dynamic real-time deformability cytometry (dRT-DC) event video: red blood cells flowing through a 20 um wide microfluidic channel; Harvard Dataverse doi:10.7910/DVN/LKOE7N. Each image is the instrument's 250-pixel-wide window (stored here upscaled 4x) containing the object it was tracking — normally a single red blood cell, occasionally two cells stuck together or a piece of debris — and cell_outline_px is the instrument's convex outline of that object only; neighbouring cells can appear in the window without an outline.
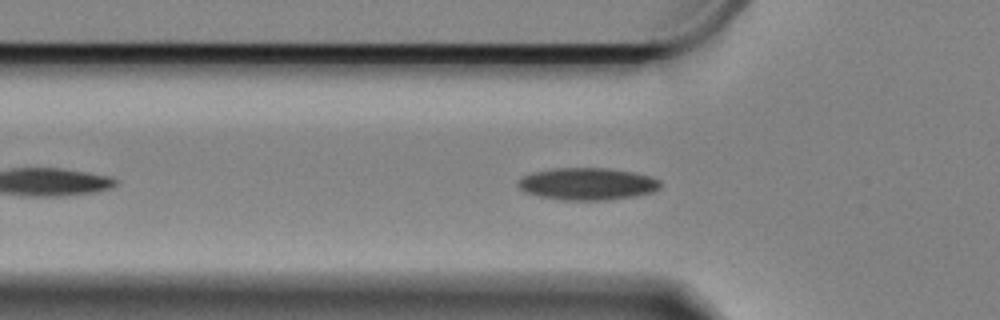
{"species": "Egyptian fruit bat (a non-hibernating species)", "species_latin": "Rousettus aegyptiacus", "temperature_condition": "cold", "stored_images_in_passage": 33, "camera_frame_rate_fps": 3000, "um_per_image_px": 0.085, "animal": {"sex": "female"}, "frame": {"image": 1, "passage_image": 9, "time_ms": 2.667, "image_size_px": [1000, 320], "cell_outline_px": [[660, 188], [652, 192], [636, 196], [604, 200], [560, 200], [540, 196], [524, 192], [516, 184], [516, 180], [524, 176], [536, 172], [556, 168], [604, 168], [632, 172], [648, 176], [660, 180]], "centroid_in_image_um": [49.91, 15.64], "position_along_channel_um": 75.9, "area_um2": 26.53}}
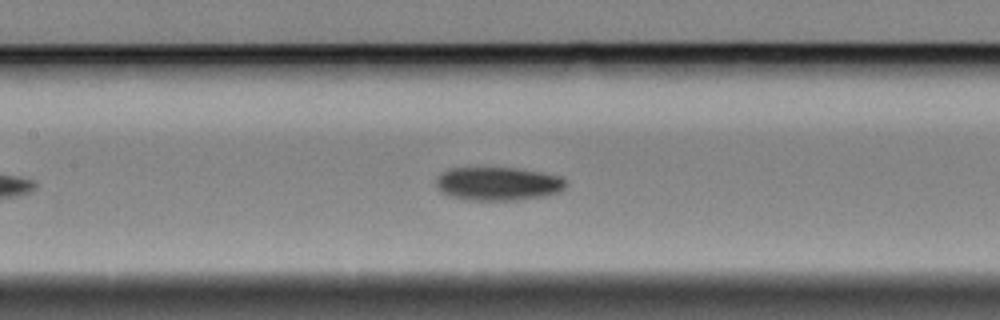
{"frame": {"image": 2, "passage_image": 17, "time_ms": 5.333, "image_size_px": [1000, 320], "cell_outline_px": [[568, 184], [560, 192], [544, 196], [516, 200], [468, 200], [448, 196], [440, 192], [436, 184], [436, 180], [444, 172], [452, 168], [516, 168], [540, 172], [560, 176], [568, 180]], "centroid_in_image_um": [42.37, 15.63], "position_along_channel_um": 165.0, "area_um2": 25.37}}
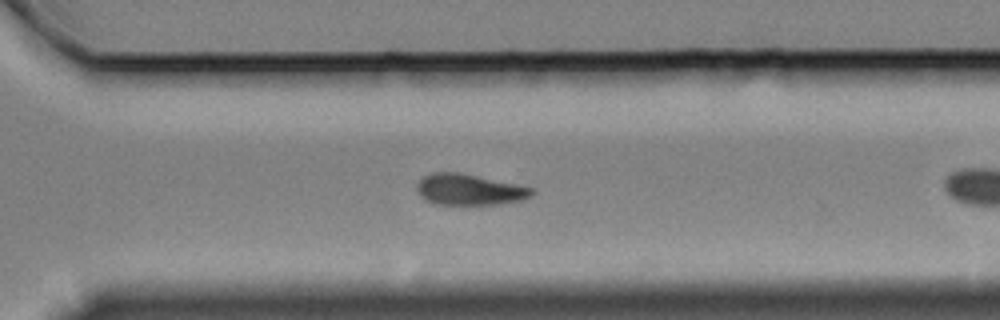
{"frame": {"image": 3, "passage_image": 28, "time_ms": 9.0, "image_size_px": [1000, 320], "cell_outline_px": [[536, 192], [532, 196], [520, 200], [500, 204], [436, 204], [424, 200], [420, 196], [416, 188], [416, 184], [424, 176], [432, 172], [456, 172], [516, 184], [532, 188]], "centroid_in_image_um": [39.86, 16.12], "position_along_channel_um": 330.7, "area_um2": 20.63}}